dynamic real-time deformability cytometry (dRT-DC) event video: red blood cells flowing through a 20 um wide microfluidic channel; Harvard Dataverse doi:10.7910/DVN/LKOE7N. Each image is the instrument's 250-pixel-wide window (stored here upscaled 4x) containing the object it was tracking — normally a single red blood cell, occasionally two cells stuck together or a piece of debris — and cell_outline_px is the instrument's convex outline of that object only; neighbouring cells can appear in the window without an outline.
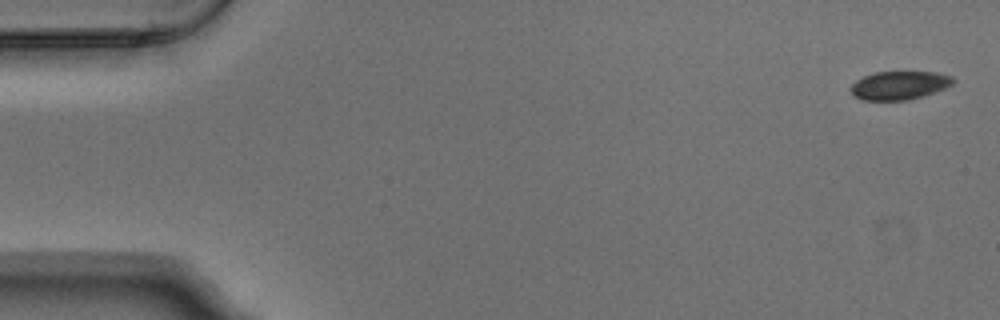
{"species": "Egyptian fruit bat (a non-hibernating species)", "species_latin": "Rousettus aegyptiacus", "temperature_condition": "warm", "stored_images_in_passage": 5, "camera_frame_rate_fps": 3000, "um_per_image_px": 0.085, "animal": {"sex": "male"}, "frame": {"image": 1, "passage_image": 1, "time_ms": 0.0, "image_size_px": [1000, 320], "cell_outline_px": [[956, 80], [952, 84], [944, 88], [924, 96], [908, 100], [860, 100], [852, 96], [848, 88], [856, 80], [864, 76], [876, 72], [936, 72], [952, 76]], "centroid_in_image_um": [76.41, 7.26], "position_along_channel_um": 8.6, "area_um2": 17.17}}
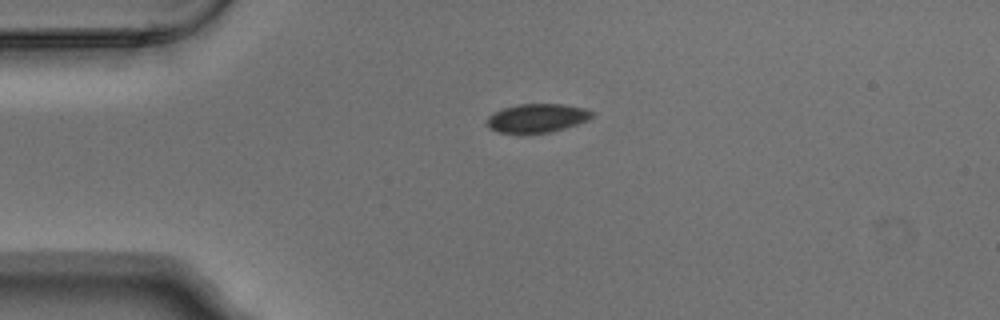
{"frame": {"image": 2, "passage_image": 4, "time_ms": 1.0, "image_size_px": [1000, 320], "cell_outline_px": [[596, 116], [588, 120], [564, 128], [548, 132], [500, 132], [488, 128], [484, 124], [488, 116], [504, 108], [520, 104], [560, 104], [584, 108], [592, 112]], "centroid_in_image_um": [45.64, 10.03], "position_along_channel_um": 39.4, "area_um2": 17.28}}